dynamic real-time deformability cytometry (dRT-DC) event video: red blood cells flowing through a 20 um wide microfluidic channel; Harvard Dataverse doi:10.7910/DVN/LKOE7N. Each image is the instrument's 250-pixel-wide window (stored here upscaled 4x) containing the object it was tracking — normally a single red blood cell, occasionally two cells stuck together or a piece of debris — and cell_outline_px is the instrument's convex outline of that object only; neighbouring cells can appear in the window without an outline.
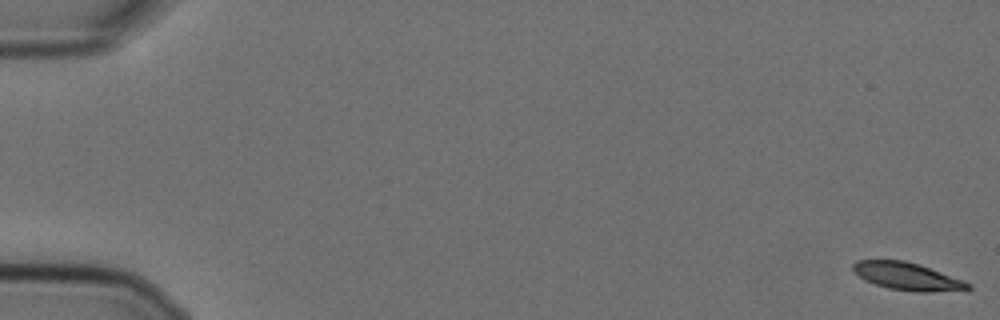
{"species": "Egyptian fruit bat (a non-hibernating species)", "species_latin": "Rousettus aegyptiacus", "temperature_condition": "cold", "stored_images_in_passage": 58, "camera_frame_rate_fps": 3000, "um_per_image_px": 0.085, "animal": {"sex": "female"}, "frame": {"image": 1, "passage_image": 1, "time_ms": 0.0, "image_size_px": [1000, 320], "cell_outline_px": [[972, 288], [968, 292], [916, 292], [888, 288], [864, 280], [852, 268], [852, 264], [856, 260], [904, 260], [920, 264], [964, 280], [972, 284]], "centroid_in_image_um": [77.25, 23.51], "position_along_channel_um": 7.8, "area_um2": 18.96}}
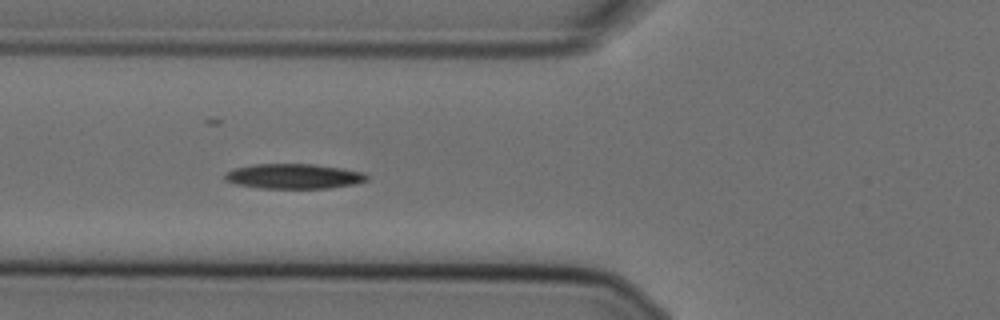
{"frame": {"image": 2, "passage_image": 22, "time_ms": 7.0, "image_size_px": [1000, 320], "cell_outline_px": [[368, 180], [356, 184], [328, 188], [260, 188], [236, 184], [224, 180], [224, 172], [232, 168], [252, 164], [312, 164], [340, 168], [364, 172], [368, 176]], "centroid_in_image_um": [24.93, 14.98], "position_along_channel_um": 100.9, "area_um2": 20.81}}
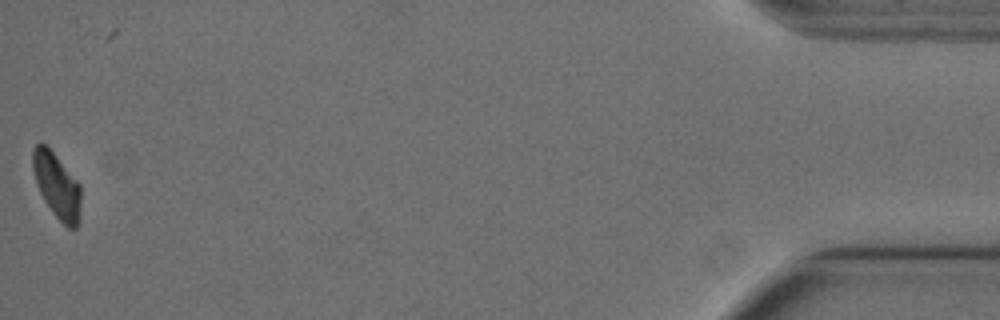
{"frame": {"image": 3, "passage_image": 57, "time_ms": 18.667, "image_size_px": [1000, 320], "cell_outline_px": [[80, 220], [76, 228], [68, 228], [52, 212], [44, 200], [36, 184], [32, 168], [32, 152], [36, 144], [44, 144], [56, 156], [80, 184]], "centroid_in_image_um": [4.83, 15.8], "position_along_channel_um": 430.4, "area_um2": 18.09}, "authors_computed_cell_mechanics": {"area_um2": 20.0566, "velocity_mm_per_s": 3.5929, "shape_relaxation_time_tau1_ms": 7.4891, "shape_relaxation_time_tau2_ms": null, "deformation_change_tau1": 0.1923, "deformation_change_tau2": null}}